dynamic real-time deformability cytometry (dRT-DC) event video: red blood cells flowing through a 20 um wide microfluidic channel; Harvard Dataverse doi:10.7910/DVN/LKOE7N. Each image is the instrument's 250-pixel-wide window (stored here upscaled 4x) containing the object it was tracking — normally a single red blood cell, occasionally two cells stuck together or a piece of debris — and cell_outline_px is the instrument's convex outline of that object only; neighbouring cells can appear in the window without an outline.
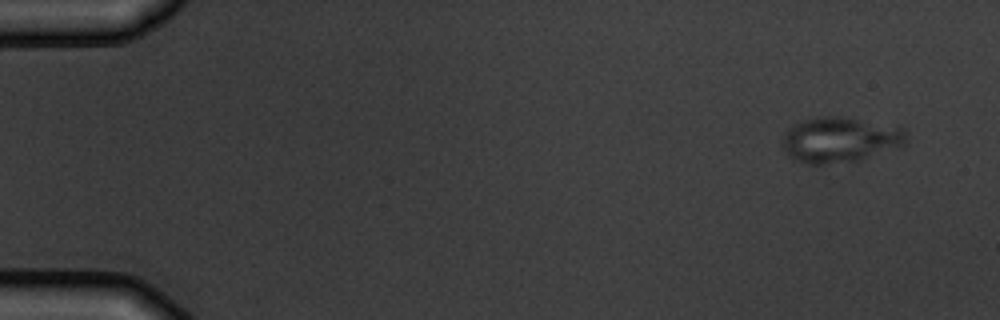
{"species": "common noctule bat (a hibernating species)", "species_latin": "Nyctalus noctula", "temperature_condition": "warm", "stored_images_in_passage": 4, "camera_frame_rate_fps": 3000, "um_per_image_px": 0.085, "animal": {"sex": "male", "body_mass_g": 19.5, "forearm_length_mm": 54.6}, "frame": {"image": 1, "passage_image": 1, "time_ms": 0.0, "image_size_px": [1000, 320], "cell_outline_px": [[908, 140], [904, 144], [860, 160], [824, 164], [808, 164], [796, 160], [788, 156], [784, 148], [784, 132], [788, 128], [804, 120], [820, 116], [836, 116], [900, 124], [904, 128]], "centroid_in_image_um": [71.46, 11.85], "position_along_channel_um": 13.5, "area_um2": 32.95}}